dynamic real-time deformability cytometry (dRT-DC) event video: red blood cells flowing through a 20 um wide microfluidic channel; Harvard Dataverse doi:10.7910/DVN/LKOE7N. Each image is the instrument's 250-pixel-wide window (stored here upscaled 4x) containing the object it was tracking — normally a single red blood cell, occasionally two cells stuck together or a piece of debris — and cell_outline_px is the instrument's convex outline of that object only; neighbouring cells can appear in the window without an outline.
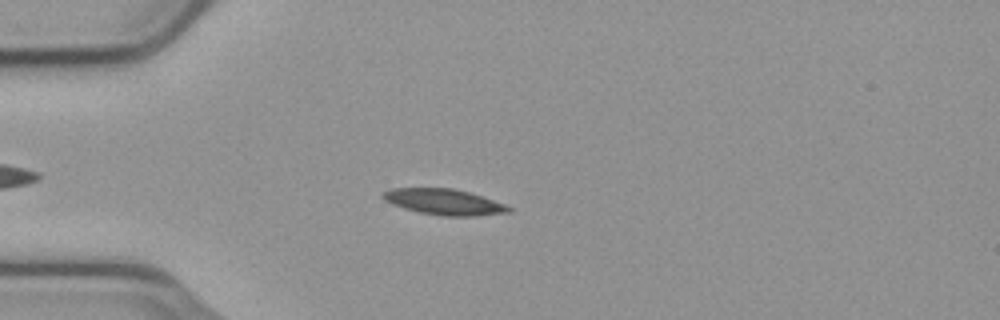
{"species": "common noctule bat (a hibernating species)", "species_latin": "Nyctalus noctula", "temperature_condition": "cold", "stored_images_in_passage": 54, "camera_frame_rate_fps": 3000, "um_per_image_px": 0.085, "animal": {"sex": "male", "body_mass_g": 23.1, "forearm_length_mm": 52.7}, "frame": {"image": 1, "passage_image": 15, "time_ms": 4.667, "image_size_px": [1000, 320], "cell_outline_px": [[504, 208], [484, 212], [436, 212], [416, 208], [392, 200], [388, 196], [432, 192], [456, 192], [472, 196], [496, 204]], "centroid_in_image_um": [37.9, 17.2], "position_along_channel_um": 47.1, "area_um2": 11.33}}
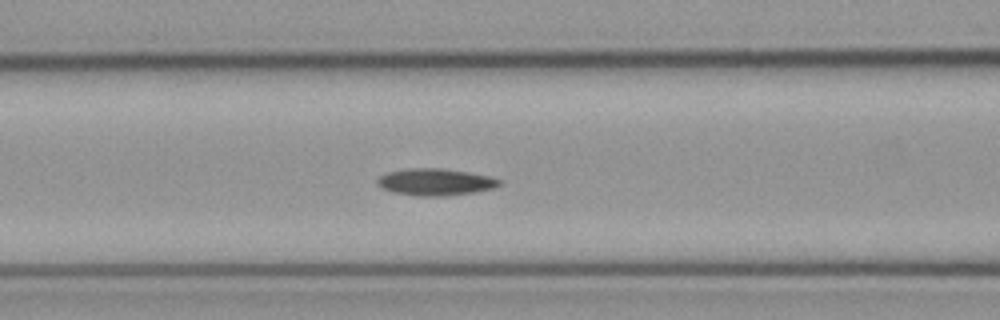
{"frame": {"image": 2, "passage_image": 23, "time_ms": 7.333, "image_size_px": [1000, 320], "cell_outline_px": [[492, 184], [472, 188], [432, 192], [396, 188], [388, 184], [384, 180], [392, 176], [412, 172], [440, 172], [472, 176], [492, 180]], "centroid_in_image_um": [37.04, 15.44], "position_along_channel_um": 129.6, "area_um2": 11.04}}
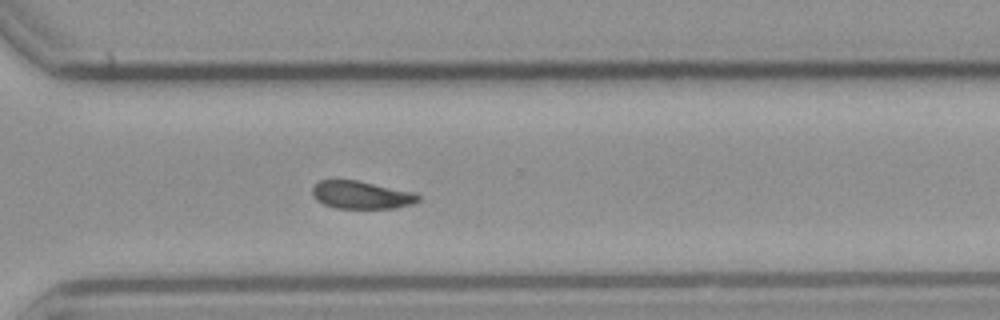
{"frame": {"image": 3, "passage_image": 40, "time_ms": 13.0, "image_size_px": [1000, 320], "cell_outline_px": [[416, 196], [412, 200], [396, 204], [368, 208], [332, 204], [324, 200], [316, 192], [316, 188], [324, 184], [336, 180], [364, 184]], "centroid_in_image_um": [30.61, 16.57], "position_along_channel_um": 340.0, "area_um2": 12.6}}